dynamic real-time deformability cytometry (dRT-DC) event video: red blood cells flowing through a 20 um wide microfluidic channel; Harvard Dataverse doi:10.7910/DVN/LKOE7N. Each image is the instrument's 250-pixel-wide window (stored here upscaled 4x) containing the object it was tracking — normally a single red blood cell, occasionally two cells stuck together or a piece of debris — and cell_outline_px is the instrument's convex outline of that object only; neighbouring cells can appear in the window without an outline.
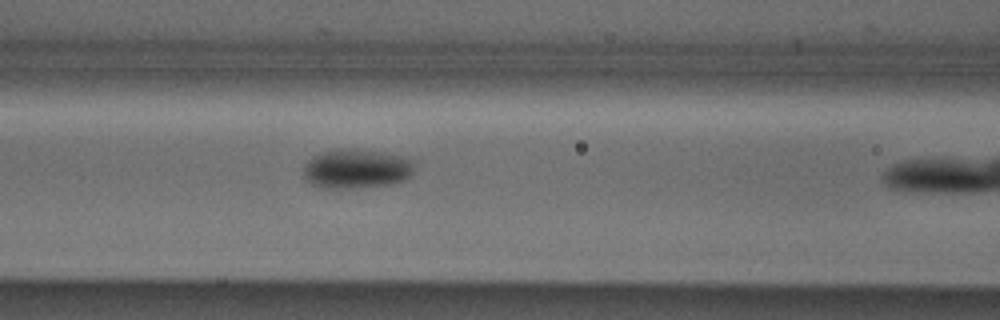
{"species": "Egyptian fruit bat (a non-hibernating species)", "species_latin": "Rousettus aegyptiacus", "temperature_condition": "cold", "stored_images_in_passage": 11, "camera_frame_rate_fps": 3000, "um_per_image_px": 0.085, "animal": {"sex": "male"}, "frame": {"image": 1, "passage_image": 10, "time_ms": 3.0, "image_size_px": [1000, 320], "cell_outline_px": [[416, 164], [408, 180], [392, 184], [356, 188], [320, 188], [304, 180], [304, 168], [308, 160], [324, 152], [340, 148], [348, 148], [380, 152], [400, 156], [412, 160]], "centroid_in_image_um": [30.32, 14.37], "position_along_channel_um": 136.3, "area_um2": 25.55}}